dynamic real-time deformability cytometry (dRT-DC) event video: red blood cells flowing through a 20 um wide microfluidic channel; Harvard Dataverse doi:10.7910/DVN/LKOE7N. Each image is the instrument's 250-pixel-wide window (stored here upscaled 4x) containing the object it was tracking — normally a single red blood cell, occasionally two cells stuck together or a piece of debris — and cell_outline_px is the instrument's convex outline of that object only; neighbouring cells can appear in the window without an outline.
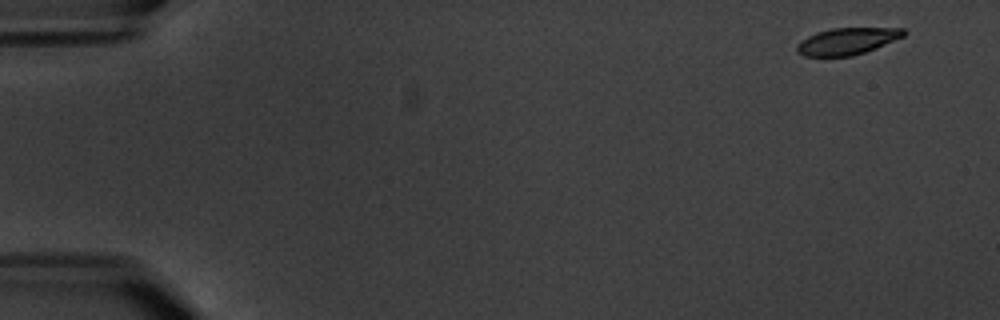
{"species": "common noctule bat (a hibernating species)", "species_latin": "Nyctalus noctula", "temperature_condition": "warm", "stored_images_in_passage": 6, "segment_of_instrument_passage": [1, 2], "camera_frame_rate_fps": 3000, "um_per_image_px": 0.085, "animal": {"sex": "male", "body_mass_g": 20.1, "forearm_length_mm": 53.5}, "frame": {"image": 1, "passage_image": 1, "time_ms": 0.0, "image_size_px": [1000, 320], "cell_outline_px": [[908, 32], [904, 36], [876, 48], [852, 56], [804, 56], [796, 52], [796, 44], [808, 36], [816, 32], [832, 28], [904, 28]], "centroid_in_image_um": [72.0, 3.5], "position_along_channel_um": 13.0, "area_um2": 16.7}}